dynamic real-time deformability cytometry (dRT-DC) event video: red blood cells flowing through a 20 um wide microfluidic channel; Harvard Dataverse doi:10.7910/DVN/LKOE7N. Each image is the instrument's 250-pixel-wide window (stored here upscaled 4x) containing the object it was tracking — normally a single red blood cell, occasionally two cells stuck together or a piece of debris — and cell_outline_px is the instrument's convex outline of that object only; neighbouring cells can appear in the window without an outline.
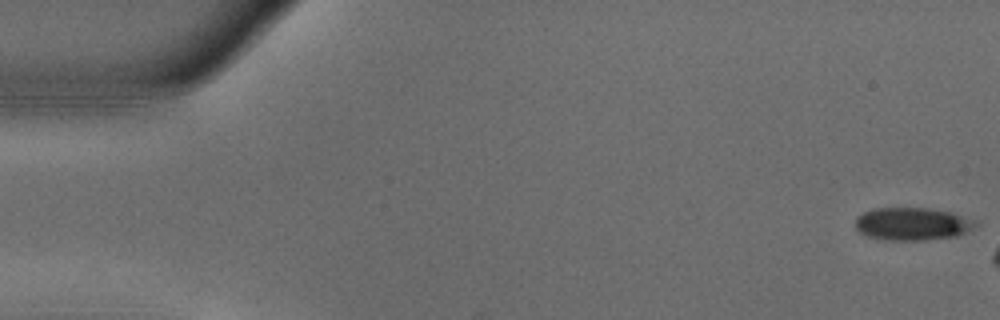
{"species": "common noctule bat (a hibernating species)", "species_latin": "Nyctalus noctula", "temperature_condition": "warm", "stored_images_in_passage": 6, "camera_frame_rate_fps": 3000, "um_per_image_px": 0.085, "animal": {"sex": "male", "body_mass_g": 18.8}, "frame": {"image": 1, "passage_image": 1, "time_ms": 0.0, "image_size_px": [1000, 320], "cell_outline_px": [[980, 224], [956, 236], [924, 240], [884, 240], [868, 236], [860, 232], [856, 228], [856, 216], [872, 208], [924, 208], [952, 212], [976, 220]], "centroid_in_image_um": [77.54, 19.03], "position_along_channel_um": 7.5, "area_um2": 22.95}}